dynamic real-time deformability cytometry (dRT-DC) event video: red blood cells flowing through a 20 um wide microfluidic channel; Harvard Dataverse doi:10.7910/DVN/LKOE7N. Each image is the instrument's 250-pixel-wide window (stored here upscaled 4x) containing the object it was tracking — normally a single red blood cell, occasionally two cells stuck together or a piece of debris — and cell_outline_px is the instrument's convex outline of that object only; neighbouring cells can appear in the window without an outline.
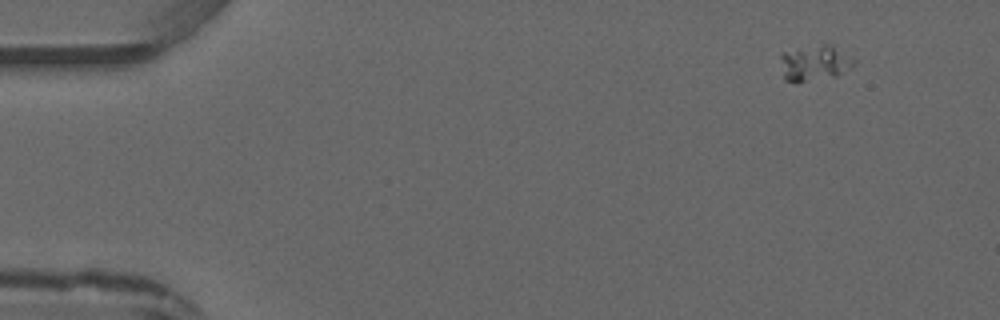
{"species": "common noctule bat (a hibernating species)", "species_latin": "Nyctalus noctula", "temperature_condition": "warm", "stored_images_in_passage": 4, "camera_frame_rate_fps": 3000, "um_per_image_px": 0.085, "animal": {"sex": "male", "forearm_length_mm": 52.5}, "frame": {"image": 1, "passage_image": 4, "time_ms": 3.333, "image_size_px": [1000, 320], "cell_outline_px": [[856, 64], [836, 76], [804, 80], [784, 80], [780, 56], [780, 52], [824, 44], [828, 44], [856, 60]], "centroid_in_image_um": [69.24, 5.33], "position_along_channel_um": 15.8, "area_um2": 14.62}}